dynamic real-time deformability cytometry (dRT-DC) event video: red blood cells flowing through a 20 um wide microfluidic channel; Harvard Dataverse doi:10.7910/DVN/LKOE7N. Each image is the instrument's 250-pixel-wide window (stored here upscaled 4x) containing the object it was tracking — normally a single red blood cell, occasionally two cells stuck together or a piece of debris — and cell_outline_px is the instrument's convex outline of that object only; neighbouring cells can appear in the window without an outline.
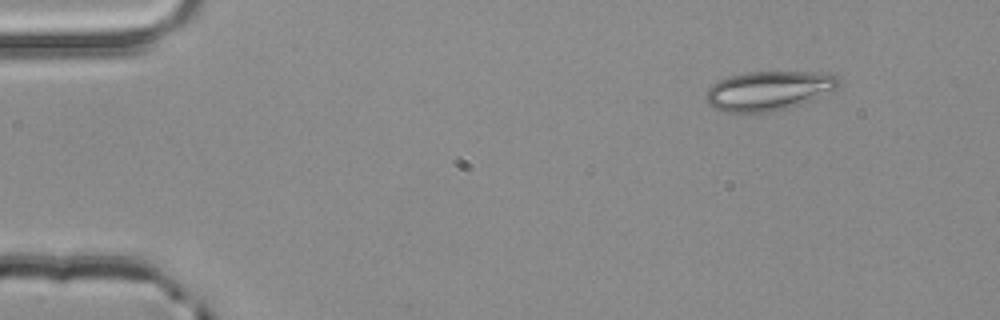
{"species": "common noctule bat (a hibernating species)", "species_latin": "Nyctalus noctula", "temperature_condition": "room temperature", "stored_images_in_passage": 4, "camera_frame_rate_fps": 3000, "um_per_image_px": 0.085, "animal": {"sex": "male", "body_mass_g": 20.4}, "frame": {"image": 1, "passage_image": 2, "time_ms": 0.333, "image_size_px": [1000, 320], "cell_outline_px": [[840, 84], [836, 88], [800, 104], [788, 108], [772, 112], [720, 112], [712, 108], [708, 104], [708, 88], [712, 84], [728, 76], [748, 72], [824, 72], [840, 76]], "centroid_in_image_um": [65.33, 7.7], "position_along_channel_um": 19.7, "area_um2": 30.35}}